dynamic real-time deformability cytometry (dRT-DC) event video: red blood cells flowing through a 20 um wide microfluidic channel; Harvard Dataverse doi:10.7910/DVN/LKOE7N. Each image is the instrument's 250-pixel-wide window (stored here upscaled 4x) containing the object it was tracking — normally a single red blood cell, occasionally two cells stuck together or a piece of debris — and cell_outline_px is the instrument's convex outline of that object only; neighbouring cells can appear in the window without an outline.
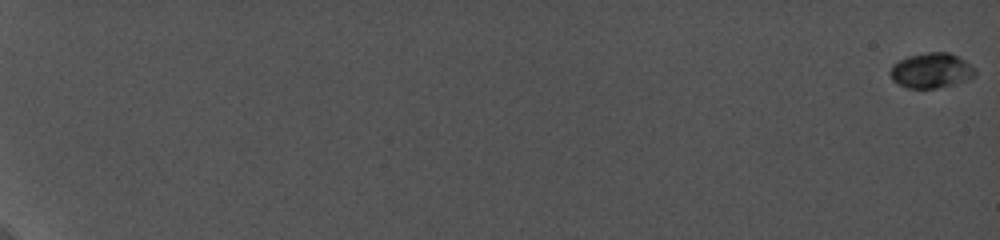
{"species": "common noctule bat (a hibernating species)", "species_latin": "Nyctalus noctula", "temperature_condition": "cold", "stored_images_in_passage": 24, "camera_frame_rate_fps": 5000, "um_per_image_px": 0.085, "animal": {"sex": "female", "body_mass_g": 19.0, "forearm_length_mm": 56.7}, "frame": {"image": 1, "passage_image": 1, "time_ms": 0.0, "image_size_px": [1000, 240], "cell_outline_px": [[976, 76], [968, 80], [936, 88], [908, 88], [892, 80], [888, 72], [892, 64], [908, 56], [928, 52], [948, 52], [964, 60], [976, 68]], "centroid_in_image_um": [79.16, 5.99], "position_along_channel_um": 5.8, "area_um2": 17.4}}
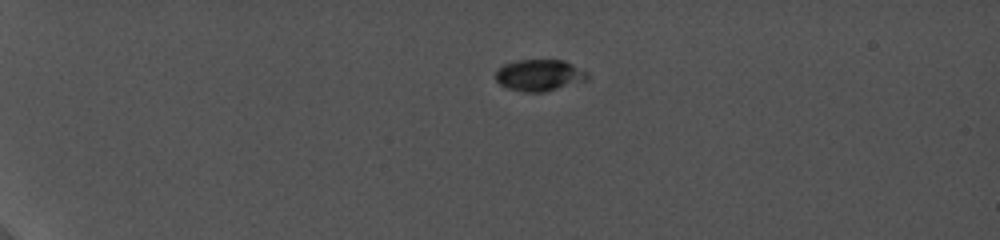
{"frame": {"image": 2, "passage_image": 14, "time_ms": 5.8, "image_size_px": [1000, 240], "cell_outline_px": [[588, 80], [544, 92], [524, 92], [508, 88], [500, 84], [496, 80], [496, 72], [504, 64], [516, 60], [564, 60], [588, 72]], "centroid_in_image_um": [45.86, 6.39], "position_along_channel_um": 39.1, "area_um2": 16.82}}
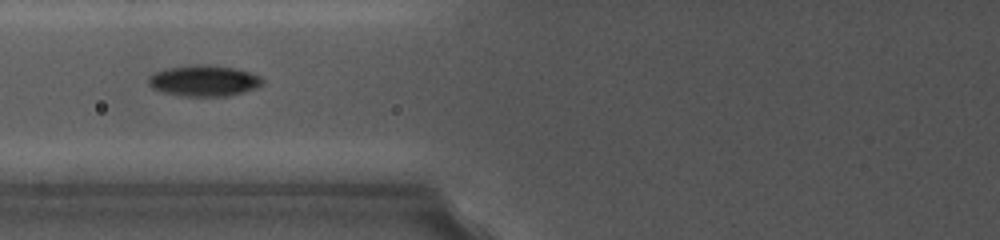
{"frame": {"image": 3, "passage_image": 23, "time_ms": 10.0, "image_size_px": [1000, 240], "cell_outline_px": [[264, 80], [256, 88], [244, 92], [228, 96], [184, 96], [160, 92], [152, 88], [148, 84], [148, 76], [164, 68], [188, 64], [204, 64], [236, 68], [260, 76]], "centroid_in_image_um": [17.29, 6.85], "position_along_channel_um": 108.5, "area_um2": 20.87}}